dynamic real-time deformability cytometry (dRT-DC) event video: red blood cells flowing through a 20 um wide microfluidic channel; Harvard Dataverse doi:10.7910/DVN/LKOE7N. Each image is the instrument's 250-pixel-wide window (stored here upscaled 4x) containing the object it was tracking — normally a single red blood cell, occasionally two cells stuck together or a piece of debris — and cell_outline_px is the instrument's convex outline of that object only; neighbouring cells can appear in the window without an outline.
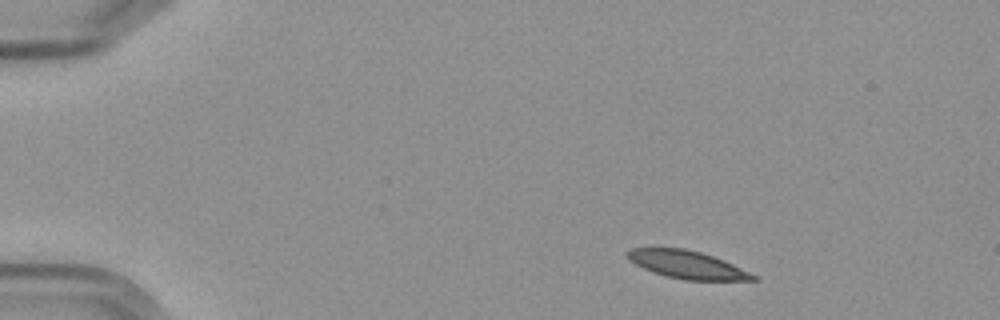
{"species": "Egyptian fruit bat (a non-hibernating species)", "species_latin": "Rousettus aegyptiacus", "temperature_condition": "cold", "stored_images_in_passage": 3, "camera_frame_rate_fps": 3000, "um_per_image_px": 0.085, "frame": {"image": 1, "passage_image": 1, "time_ms": 0.0, "image_size_px": [1000, 320], "cell_outline_px": [[756, 280], [684, 280], [652, 272], [628, 260], [624, 252], [632, 248], [684, 248], [700, 252], [724, 260], [756, 276]], "centroid_in_image_um": [58.34, 22.49], "position_along_channel_um": 26.7, "area_um2": 20.11}}